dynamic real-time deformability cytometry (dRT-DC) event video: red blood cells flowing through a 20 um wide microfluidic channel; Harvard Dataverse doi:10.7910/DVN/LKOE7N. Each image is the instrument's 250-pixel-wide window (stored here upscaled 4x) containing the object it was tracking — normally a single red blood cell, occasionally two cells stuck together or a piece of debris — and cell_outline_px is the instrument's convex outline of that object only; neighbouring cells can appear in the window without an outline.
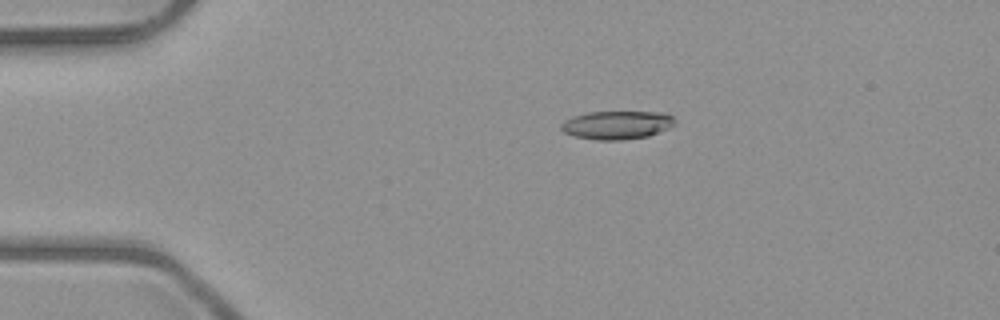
{"species": "common noctule bat (a hibernating species)", "species_latin": "Nyctalus noctula", "temperature_condition": "room temperature", "stored_images_in_passage": 6, "camera_frame_rate_fps": 3000, "um_per_image_px": 0.085, "animal": {"sex": "male", "body_mass_g": 23.1, "forearm_length_mm": 52.7}, "frame": {"image": 1, "passage_image": 3, "time_ms": 2.333, "image_size_px": [1000, 320], "cell_outline_px": [[676, 124], [668, 128], [648, 136], [620, 140], [596, 140], [576, 136], [564, 132], [560, 128], [560, 124], [564, 120], [572, 116], [588, 112], [668, 112], [676, 120]], "centroid_in_image_um": [52.45, 10.61], "position_along_channel_um": 32.6, "area_um2": 18.9}}
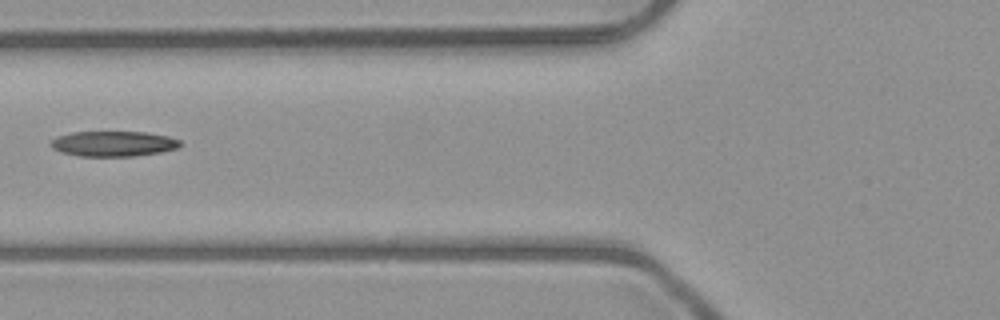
{"frame": {"image": 2, "passage_image": 5, "time_ms": 5.667, "image_size_px": [1000, 320], "cell_outline_px": [[180, 148], [160, 152], [132, 156], [80, 156], [60, 152], [52, 148], [48, 144], [52, 140], [60, 136], [72, 132], [144, 132], [168, 136], [180, 140]], "centroid_in_image_um": [9.64, 12.22], "position_along_channel_um": 116.2, "area_um2": 19.02}}
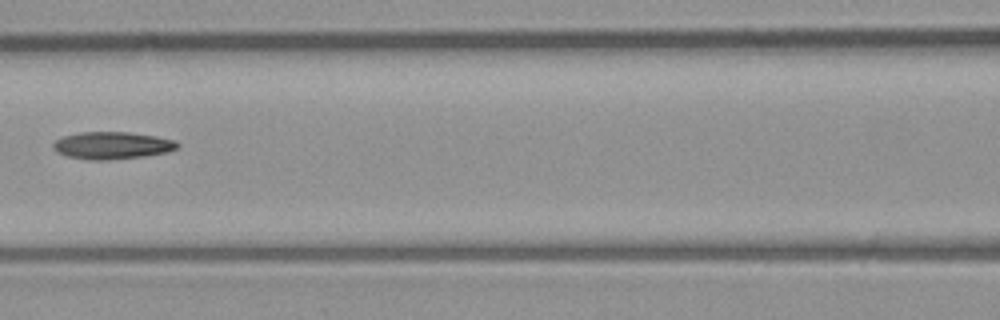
{"frame": {"image": 3, "passage_image": 6, "time_ms": 6.667, "image_size_px": [1000, 320], "cell_outline_px": [[180, 144], [176, 148], [168, 152], [144, 156], [108, 160], [88, 160], [68, 156], [56, 152], [52, 148], [52, 144], [56, 140], [64, 136], [80, 132], [128, 132], [156, 136], [172, 140]], "centroid_in_image_um": [9.5, 12.36], "position_along_channel_um": 157.1, "area_um2": 19.71}}